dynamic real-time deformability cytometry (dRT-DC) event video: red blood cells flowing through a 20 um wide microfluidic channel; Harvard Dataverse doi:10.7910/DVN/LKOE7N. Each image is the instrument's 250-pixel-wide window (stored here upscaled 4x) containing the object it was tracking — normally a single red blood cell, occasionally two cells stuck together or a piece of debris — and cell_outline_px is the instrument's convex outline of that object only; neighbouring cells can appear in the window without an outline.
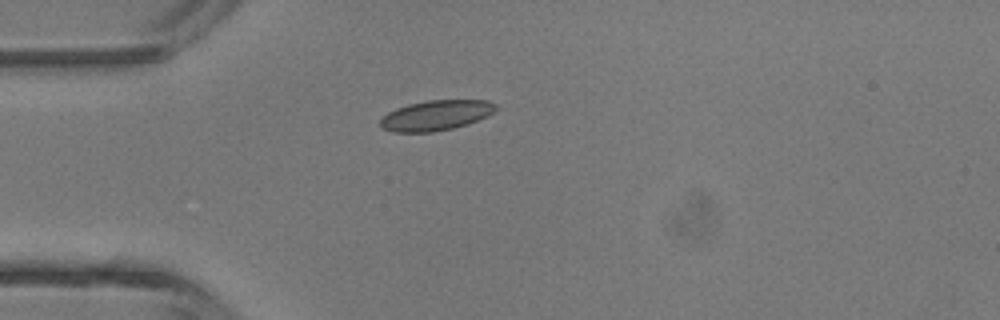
{"species": "common noctule bat (a hibernating species)", "species_latin": "Nyctalus noctula", "temperature_condition": "room temperature", "stored_images_in_passage": 4, "camera_frame_rate_fps": 3000, "um_per_image_px": 0.085, "animal": {"sex": "male", "body_mass_g": 13.3}, "frame": {"image": 1, "passage_image": 4, "time_ms": 3.667, "image_size_px": [1000, 320], "cell_outline_px": [[496, 108], [488, 116], [468, 124], [452, 128], [432, 132], [392, 132], [380, 128], [380, 120], [388, 112], [396, 108], [408, 104], [428, 100], [488, 100], [496, 104]], "centroid_in_image_um": [37.04, 9.8], "position_along_channel_um": 48.0, "area_um2": 20.35}}